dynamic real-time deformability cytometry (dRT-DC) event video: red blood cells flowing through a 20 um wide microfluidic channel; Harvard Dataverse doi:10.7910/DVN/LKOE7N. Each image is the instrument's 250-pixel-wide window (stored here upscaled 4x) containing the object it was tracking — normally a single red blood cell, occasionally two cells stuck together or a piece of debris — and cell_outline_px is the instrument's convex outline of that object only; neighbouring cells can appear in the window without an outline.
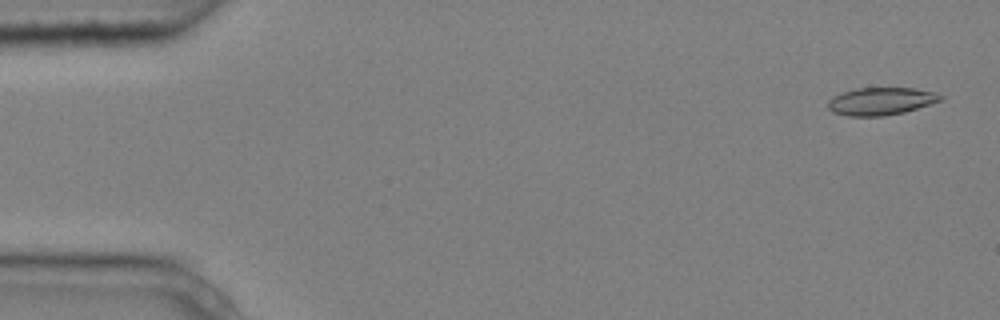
{"species": "common noctule bat (a hibernating species)", "species_latin": "Nyctalus noctula", "temperature_condition": "cold", "stored_images_in_passage": 9, "camera_frame_rate_fps": 3000, "um_per_image_px": 0.085, "animal": {"sex": "male", "body_mass_g": 20.4}, "frame": {"image": 1, "passage_image": 1, "time_ms": 0.0, "image_size_px": [1000, 320], "cell_outline_px": [[944, 96], [940, 100], [904, 112], [884, 116], [848, 116], [832, 112], [828, 108], [828, 100], [832, 96], [856, 88], [916, 88], [936, 92]], "centroid_in_image_um": [74.85, 8.6], "position_along_channel_um": 10.2, "area_um2": 18.03}}
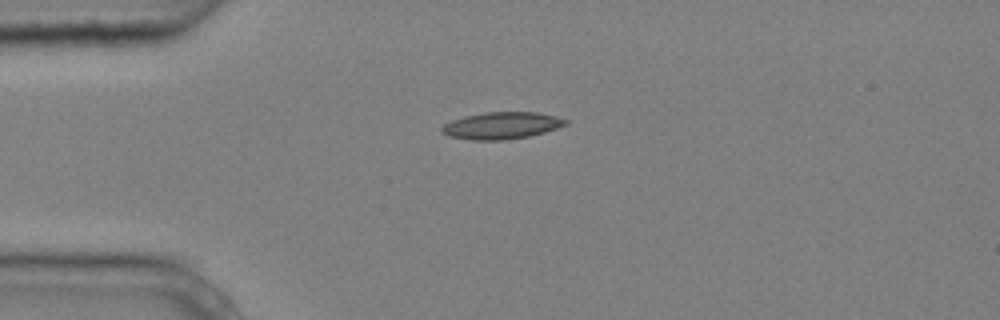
{"frame": {"image": 2, "passage_image": 4, "time_ms": 1.0, "image_size_px": [1000, 320], "cell_outline_px": [[568, 124], [544, 132], [528, 136], [504, 140], [472, 140], [448, 136], [440, 132], [440, 128], [444, 124], [452, 120], [464, 116], [484, 112], [536, 112], [556, 116], [568, 120]], "centroid_in_image_um": [42.61, 10.67], "position_along_channel_um": 42.4, "area_um2": 19.48}}
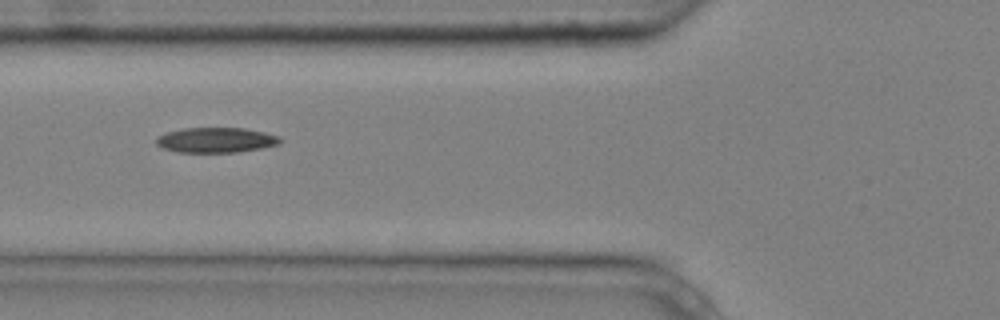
{"frame": {"image": 3, "passage_image": 6, "time_ms": 1.667, "image_size_px": [1000, 320], "cell_outline_px": [[284, 140], [280, 144], [240, 152], [176, 152], [164, 148], [156, 144], [156, 136], [168, 132], [184, 128], [244, 128], [264, 132], [280, 136]], "centroid_in_image_um": [18.39, 11.9], "position_along_channel_um": 107.4, "area_um2": 18.21}}